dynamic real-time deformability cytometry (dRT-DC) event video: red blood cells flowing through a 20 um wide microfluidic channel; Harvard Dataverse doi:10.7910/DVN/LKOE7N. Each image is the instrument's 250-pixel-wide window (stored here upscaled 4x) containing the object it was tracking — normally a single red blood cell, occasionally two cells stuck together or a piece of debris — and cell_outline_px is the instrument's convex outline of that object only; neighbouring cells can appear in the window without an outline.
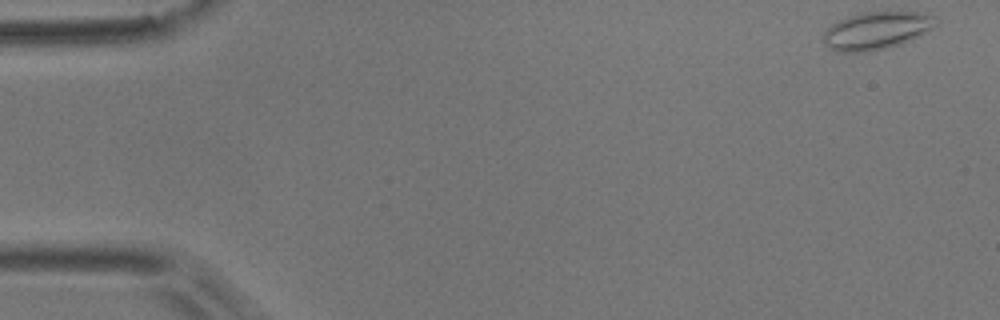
{"species": "common noctule bat (a hibernating species)", "species_latin": "Nyctalus noctula", "temperature_condition": "room temperature", "stored_images_in_passage": 3, "camera_frame_rate_fps": 3000, "um_per_image_px": 0.085, "animal": {"sex": "male", "body_mass_g": 17.9}, "frame": {"image": 1, "passage_image": 1, "time_ms": 0.0, "image_size_px": [1000, 320], "cell_outline_px": [[940, 20], [932, 28], [912, 40], [900, 44], [868, 52], [836, 52], [828, 48], [824, 40], [824, 32], [832, 24], [848, 16], [860, 12], [920, 12], [936, 16]], "centroid_in_image_um": [74.53, 2.6], "position_along_channel_um": 10.5, "area_um2": 24.74}}